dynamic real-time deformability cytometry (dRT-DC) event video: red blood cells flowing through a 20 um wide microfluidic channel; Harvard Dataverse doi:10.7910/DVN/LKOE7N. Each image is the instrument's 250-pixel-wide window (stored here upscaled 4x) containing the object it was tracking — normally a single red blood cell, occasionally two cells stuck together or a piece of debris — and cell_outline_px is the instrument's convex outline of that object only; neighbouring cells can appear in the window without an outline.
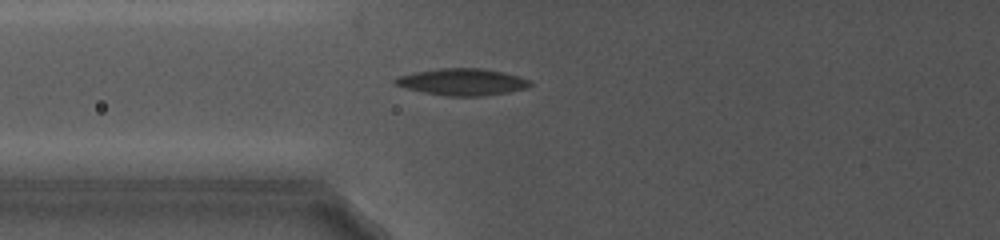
{"species": "common noctule bat (a hibernating species)", "species_latin": "Nyctalus noctula", "temperature_condition": "cold", "stored_images_in_passage": 18, "camera_frame_rate_fps": 5000, "um_per_image_px": 0.085, "animal": {"sex": "female", "body_mass_g": 19.0, "forearm_length_mm": 56.7}, "frame": {"image": 1, "passage_image": 6, "time_ms": 3.4, "image_size_px": [1000, 240], "cell_outline_px": [[532, 84], [528, 88], [508, 92], [484, 96], [448, 96], [424, 92], [404, 88], [396, 84], [392, 80], [400, 76], [416, 72], [440, 68], [480, 68], [504, 72], [520, 76], [532, 80]], "centroid_in_image_um": [39.35, 6.96], "position_along_channel_um": 86.4, "area_um2": 21.1}}
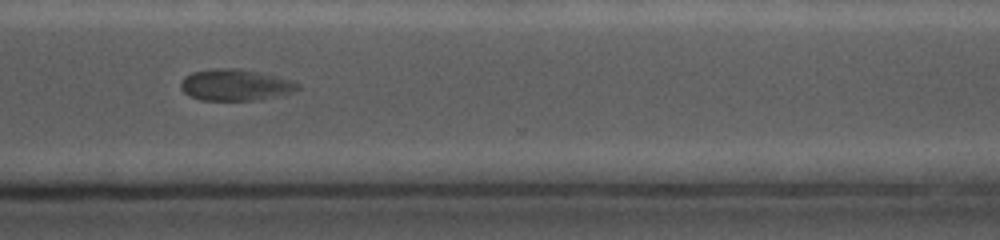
{"frame": {"image": 2, "passage_image": 16, "time_ms": 10.4, "image_size_px": [1000, 240], "cell_outline_px": [[300, 88], [292, 92], [276, 96], [256, 100], [200, 100], [188, 96], [180, 88], [180, 80], [184, 76], [192, 72], [212, 68], [236, 68], [260, 72], [292, 80], [300, 84]], "centroid_in_image_um": [19.96, 7.21], "position_along_channel_um": 350.6, "area_um2": 21.62}}
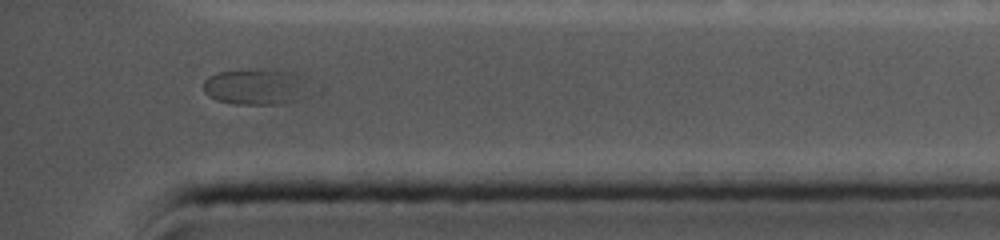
{"frame": {"image": 3, "passage_image": 18, "time_ms": 12.0, "image_size_px": [1000, 240], "cell_outline_px": [[304, 100], [276, 104], [236, 104], [216, 100], [208, 96], [204, 92], [204, 80], [208, 76], [220, 72], [252, 68], [256, 68], [284, 72], [296, 76]], "centroid_in_image_um": [21.53, 7.39], "position_along_channel_um": 413.7, "area_um2": 21.33}}